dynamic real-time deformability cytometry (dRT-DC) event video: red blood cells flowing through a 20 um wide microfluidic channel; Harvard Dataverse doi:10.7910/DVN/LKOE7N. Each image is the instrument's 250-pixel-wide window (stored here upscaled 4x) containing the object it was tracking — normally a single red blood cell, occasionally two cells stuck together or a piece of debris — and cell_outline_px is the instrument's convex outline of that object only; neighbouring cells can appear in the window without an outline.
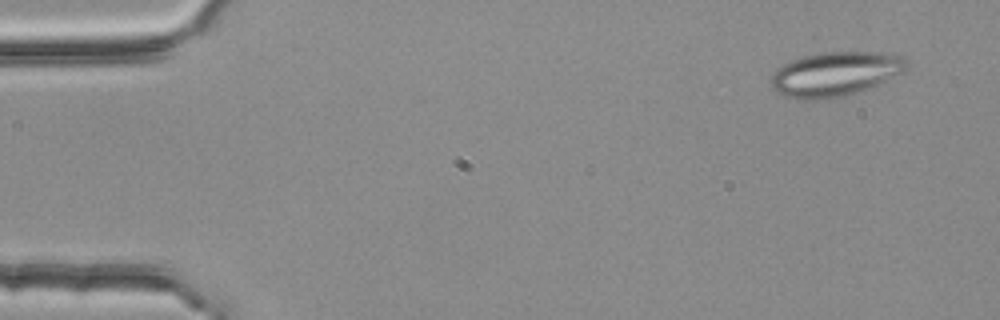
{"species": "common noctule bat (a hibernating species)", "species_latin": "Nyctalus noctula", "temperature_condition": "room temperature", "stored_images_in_passage": 4, "camera_frame_rate_fps": 3000, "um_per_image_px": 0.085, "animal": {"sex": "female", "body_mass_g": 25.1}, "frame": {"image": 1, "passage_image": 1, "time_ms": 0.0, "image_size_px": [1000, 320], "cell_outline_px": [[908, 68], [904, 72], [876, 84], [856, 92], [844, 96], [828, 100], [804, 100], [784, 96], [776, 92], [772, 88], [772, 76], [776, 68], [792, 60], [804, 56], [824, 52], [880, 52], [904, 56], [908, 60]], "centroid_in_image_um": [71.0, 6.29], "position_along_channel_um": 14.0, "area_um2": 35.14}}